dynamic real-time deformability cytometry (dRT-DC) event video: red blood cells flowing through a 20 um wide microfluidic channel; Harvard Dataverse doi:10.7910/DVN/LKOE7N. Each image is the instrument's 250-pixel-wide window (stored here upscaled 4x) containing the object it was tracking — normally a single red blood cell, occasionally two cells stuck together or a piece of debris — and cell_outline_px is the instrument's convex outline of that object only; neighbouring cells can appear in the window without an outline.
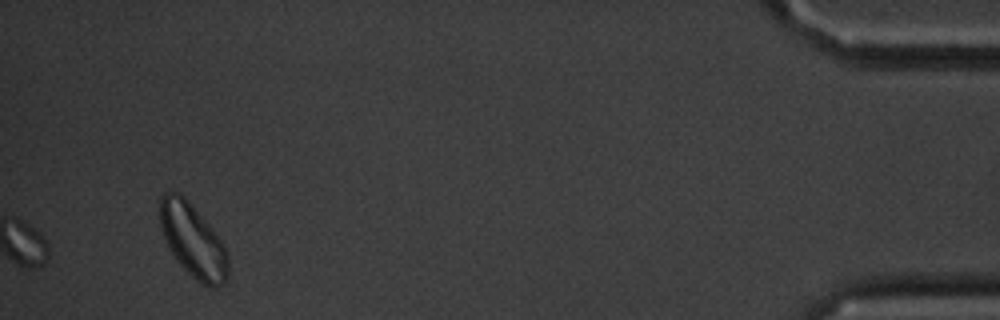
{"species": "common noctule bat (a hibernating species)", "species_latin": "Nyctalus noctula", "temperature_condition": "cold", "stored_images_in_passage": 52, "segment_of_instrument_passage": [3, 3], "camera_frame_rate_fps": 3000, "um_per_image_px": 0.085, "animal": {"sex": "male", "body_mass_g": 20.1, "forearm_length_mm": 53.5}, "frame": {"image": 1, "passage_image": 52, "time_ms": 17.0, "image_size_px": [1000, 320], "cell_outline_px": [[228, 280], [224, 284], [216, 288], [208, 288], [192, 276], [176, 260], [168, 248], [160, 228], [160, 196], [164, 192], [176, 192], [184, 196], [188, 200], [212, 228], [228, 252]], "centroid_in_image_um": [16.4, 20.47], "position_along_channel_um": 418.8, "area_um2": 29.3}}